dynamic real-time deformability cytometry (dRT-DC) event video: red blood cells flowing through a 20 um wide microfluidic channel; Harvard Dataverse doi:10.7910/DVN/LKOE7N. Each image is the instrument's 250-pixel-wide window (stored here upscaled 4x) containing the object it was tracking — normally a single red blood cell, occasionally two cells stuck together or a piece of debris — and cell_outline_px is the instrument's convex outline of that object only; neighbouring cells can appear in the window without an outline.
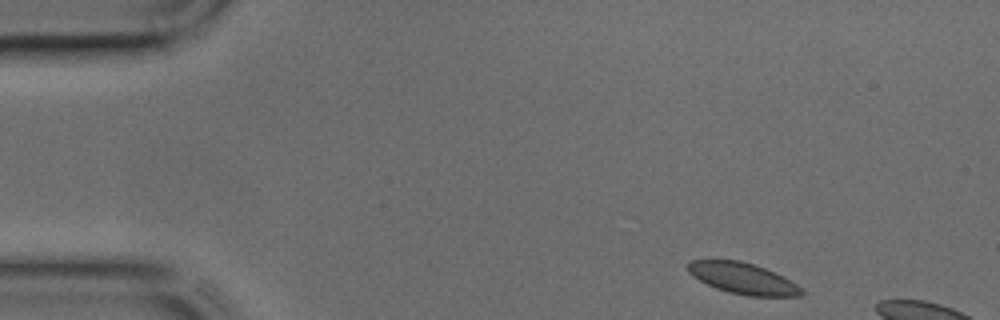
{"species": "common noctule bat (a hibernating species)", "species_latin": "Nyctalus noctula", "temperature_condition": "cold", "stored_images_in_passage": 6, "camera_frame_rate_fps": 3000, "um_per_image_px": 0.085, "animal": {"sex": "male", "body_mass_g": 17.9, "forearm_length_mm": 54.2}, "frame": {"image": 1, "passage_image": 1, "time_ms": 0.0, "image_size_px": [1000, 320], "cell_outline_px": [[804, 292], [800, 296], [748, 296], [728, 292], [716, 288], [692, 276], [688, 272], [688, 264], [692, 260], [740, 260], [764, 268], [784, 276], [796, 284]], "centroid_in_image_um": [63.14, 23.66], "position_along_channel_um": 21.9, "area_um2": 20.4}}